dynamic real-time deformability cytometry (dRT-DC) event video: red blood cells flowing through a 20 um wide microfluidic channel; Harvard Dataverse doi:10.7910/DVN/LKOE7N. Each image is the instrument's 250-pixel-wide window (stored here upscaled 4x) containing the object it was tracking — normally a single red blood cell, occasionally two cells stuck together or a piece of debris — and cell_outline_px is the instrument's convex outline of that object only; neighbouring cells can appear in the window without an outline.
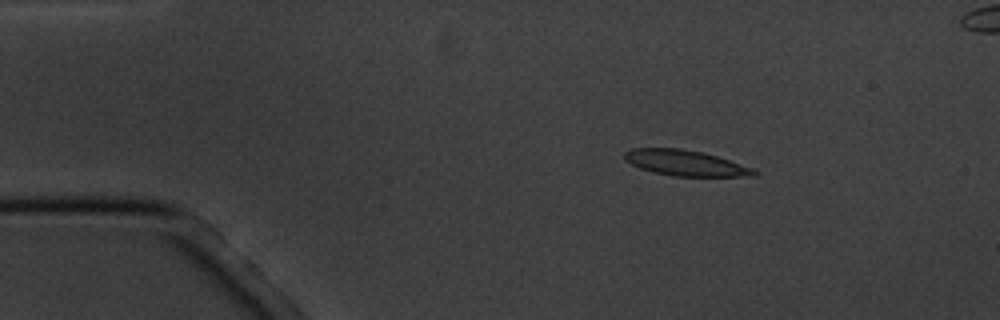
{"species": "common noctule bat (a hibernating species)", "species_latin": "Nyctalus noctula", "temperature_condition": "cold", "stored_images_in_passage": 4, "camera_frame_rate_fps": 3000, "um_per_image_px": 0.085, "animal": {"sex": "male", "body_mass_g": 20.1, "forearm_length_mm": 53.5}, "frame": {"image": 1, "passage_image": 1, "time_ms": 0.0, "image_size_px": [1000, 320], "cell_outline_px": [[760, 172], [756, 176], [672, 176], [640, 168], [624, 160], [624, 152], [632, 148], [680, 148], [700, 152], [716, 156], [756, 168]], "centroid_in_image_um": [58.31, 13.85], "position_along_channel_um": 26.7, "area_um2": 19.36}}